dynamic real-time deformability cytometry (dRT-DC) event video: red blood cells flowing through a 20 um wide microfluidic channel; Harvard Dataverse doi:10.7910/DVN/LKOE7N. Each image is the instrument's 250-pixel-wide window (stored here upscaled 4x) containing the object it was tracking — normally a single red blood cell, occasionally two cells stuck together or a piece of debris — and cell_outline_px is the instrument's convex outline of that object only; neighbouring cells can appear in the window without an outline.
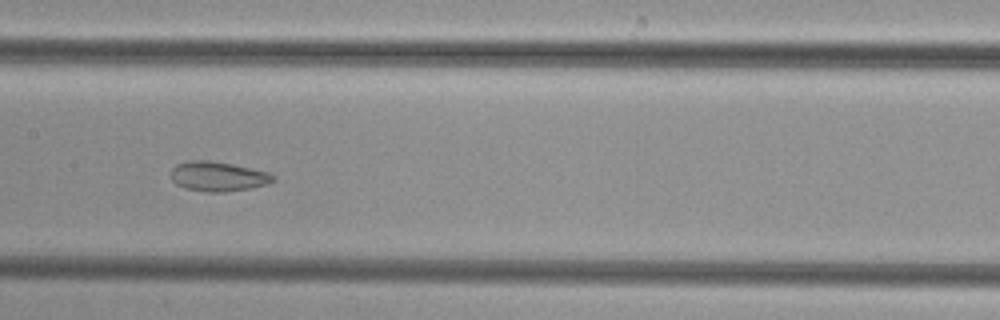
{"species": "common noctule bat (a hibernating species)", "species_latin": "Nyctalus noctula", "temperature_condition": "cold", "stored_images_in_passage": 36, "camera_frame_rate_fps": 3000, "um_per_image_px": 0.085, "animal": {"sex": "female", "body_mass_g": 29.2, "forearm_length_mm": 56.3}, "frame": {"image": 1, "passage_image": 11, "time_ms": 3.333, "image_size_px": [1000, 320], "cell_outline_px": [[276, 180], [268, 184], [248, 188], [224, 192], [204, 192], [184, 188], [176, 184], [172, 180], [172, 168], [176, 164], [188, 160], [208, 160], [232, 164], [268, 172], [276, 176]], "centroid_in_image_um": [18.53, 14.99], "position_along_channel_um": 188.9, "area_um2": 17.74}}